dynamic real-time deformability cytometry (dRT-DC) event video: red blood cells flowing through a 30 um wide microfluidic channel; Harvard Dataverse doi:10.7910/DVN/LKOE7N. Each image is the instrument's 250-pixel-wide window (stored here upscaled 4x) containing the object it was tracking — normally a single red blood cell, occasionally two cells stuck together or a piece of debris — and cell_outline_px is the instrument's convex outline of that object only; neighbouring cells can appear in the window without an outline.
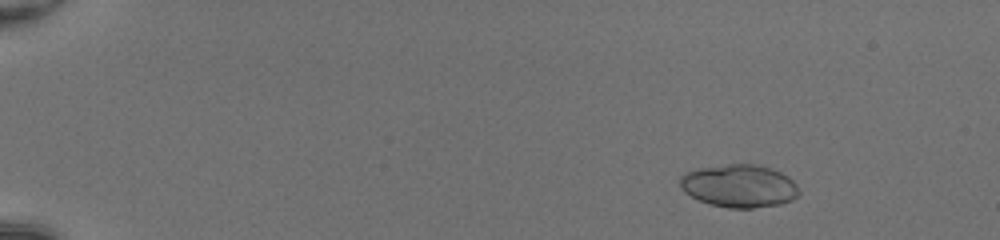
{"species": "common noctule bat (a hibernating species)", "species_latin": "Nyctalus noctula", "temperature_condition": "room temperature", "stored_images_in_passage": 49, "camera_frame_rate_fps": 3000, "um_per_image_px": 0.085, "animal": {"sex": "female", "body_mass_g": 20.0, "forearm_length_mm": 54.0}, "frame": {"image": 1, "passage_image": 5, "time_ms": 1.333, "image_size_px": [1000, 240], "cell_outline_px": [[800, 192], [792, 200], [780, 204], [752, 208], [728, 208], [712, 204], [700, 200], [684, 192], [680, 188], [680, 176], [684, 172], [696, 168], [728, 164], [760, 164], [772, 168], [788, 176], [796, 184]], "centroid_in_image_um": [62.82, 15.79], "position_along_channel_um": 22.2, "area_um2": 29.88}}
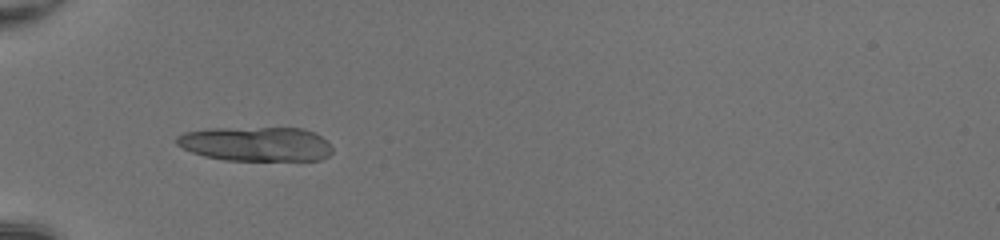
{"frame": {"image": 2, "passage_image": 17, "time_ms": 5.333, "image_size_px": [1000, 240], "cell_outline_px": [[332, 152], [328, 156], [320, 160], [224, 160], [204, 156], [192, 152], [176, 144], [176, 136], [184, 132], [208, 128], [304, 128], [320, 136], [332, 148]], "centroid_in_image_um": [21.73, 12.23], "position_along_channel_um": 63.3, "area_um2": 31.21}}